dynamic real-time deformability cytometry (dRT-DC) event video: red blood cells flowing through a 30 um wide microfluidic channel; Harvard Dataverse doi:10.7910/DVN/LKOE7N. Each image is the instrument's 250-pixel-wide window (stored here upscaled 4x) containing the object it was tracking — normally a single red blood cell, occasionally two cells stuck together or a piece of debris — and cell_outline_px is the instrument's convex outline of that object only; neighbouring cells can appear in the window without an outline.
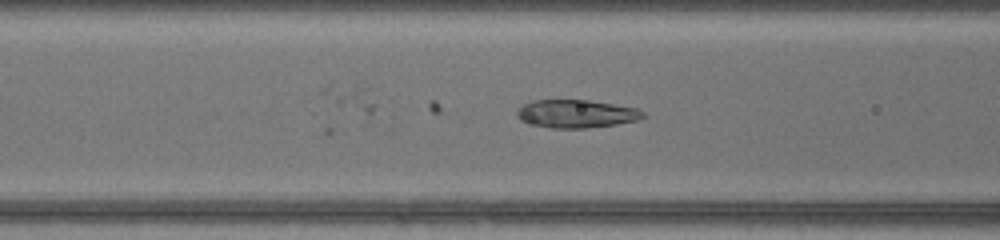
{"species": "common noctule bat (a hibernating species)", "species_latin": "Nyctalus noctula", "temperature_condition": "warm", "stored_images_in_passage": 7, "camera_frame_rate_fps": 3000, "um_per_image_px": 0.085, "animal": {"sex": "female", "body_mass_g": 17.0, "forearm_length_mm": 48.0}, "frame": {"image": 1, "passage_image": 7, "time_ms": 2.0, "image_size_px": [1000, 240], "cell_outline_px": [[648, 116], [636, 120], [616, 124], [588, 128], [552, 128], [528, 124], [520, 120], [516, 116], [516, 108], [532, 100], [588, 100], [636, 108], [644, 112]], "centroid_in_image_um": [48.93, 9.67], "position_along_channel_um": 117.7, "area_um2": 20.75}}